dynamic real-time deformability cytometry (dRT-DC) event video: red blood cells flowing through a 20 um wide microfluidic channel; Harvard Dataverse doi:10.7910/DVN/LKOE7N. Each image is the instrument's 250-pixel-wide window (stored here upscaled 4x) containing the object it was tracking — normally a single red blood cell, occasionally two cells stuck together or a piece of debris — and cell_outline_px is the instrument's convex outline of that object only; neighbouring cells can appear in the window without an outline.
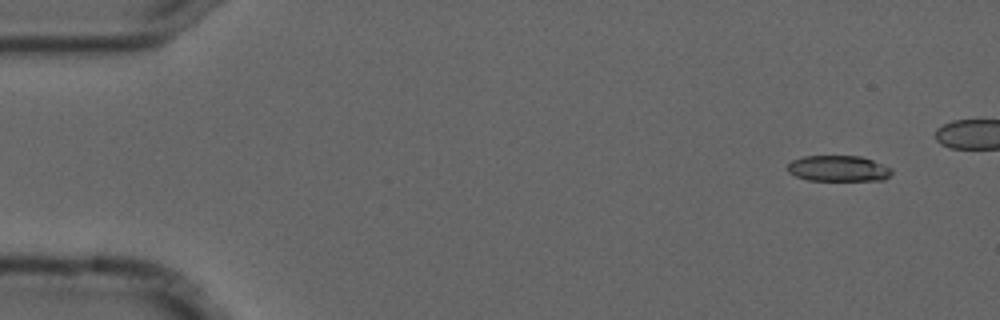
{"species": "common noctule bat (a hibernating species)", "species_latin": "Nyctalus noctula", "temperature_condition": "cold", "stored_images_in_passage": 4, "camera_frame_rate_fps": 3000, "um_per_image_px": 0.085, "animal": {"sex": "male", "forearm_length_mm": 52.5}, "frame": {"image": 1, "passage_image": 1, "time_ms": 0.0, "image_size_px": [1000, 320], "cell_outline_px": [[892, 172], [884, 180], [808, 180], [796, 176], [788, 172], [788, 164], [792, 160], [804, 156], [860, 156], [872, 160], [892, 168]], "centroid_in_image_um": [71.25, 14.32], "position_along_channel_um": 13.7, "area_um2": 15.61}}
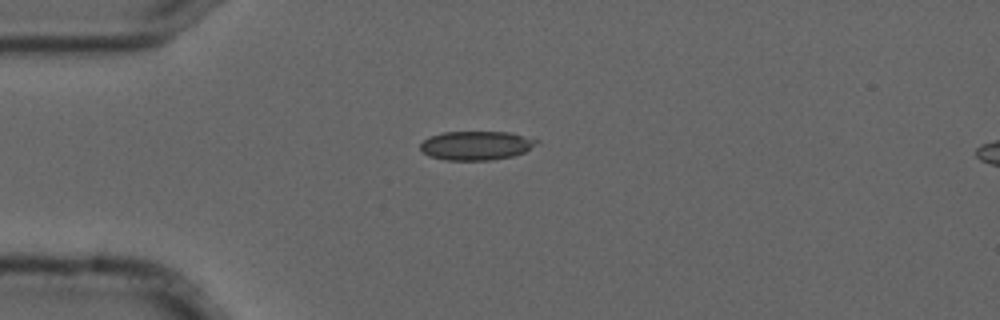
{"frame": {"image": 2, "passage_image": 4, "time_ms": 1.0, "image_size_px": [1000, 320], "cell_outline_px": [[540, 140], [536, 144], [524, 152], [512, 156], [492, 160], [444, 160], [428, 156], [420, 148], [420, 144], [428, 136], [444, 132], [512, 132]], "centroid_in_image_um": [40.47, 12.36], "position_along_channel_um": 44.5, "area_um2": 19.71}}